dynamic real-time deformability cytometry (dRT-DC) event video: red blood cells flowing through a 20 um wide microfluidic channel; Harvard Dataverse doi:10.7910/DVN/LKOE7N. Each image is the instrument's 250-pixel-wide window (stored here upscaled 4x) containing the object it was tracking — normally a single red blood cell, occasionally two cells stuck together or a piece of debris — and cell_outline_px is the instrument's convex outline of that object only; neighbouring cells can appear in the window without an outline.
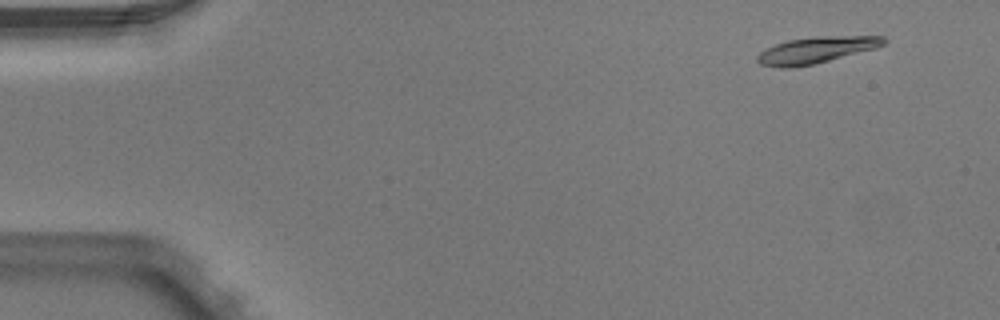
{"species": "Egyptian fruit bat (a non-hibernating species)", "species_latin": "Rousettus aegyptiacus", "temperature_condition": "warm", "stored_images_in_passage": 4, "camera_frame_rate_fps": 3000, "um_per_image_px": 0.085, "animal": {"sex": "male"}, "frame": {"image": 1, "passage_image": 2, "time_ms": 0.333, "image_size_px": [1000, 320], "cell_outline_px": [[888, 40], [884, 44], [876, 48], [812, 64], [792, 68], [780, 68], [760, 64], [756, 60], [756, 56], [760, 52], [776, 44], [788, 40], [816, 36], [884, 36]], "centroid_in_image_um": [69.36, 4.25], "position_along_channel_um": 15.6, "area_um2": 19.31}}
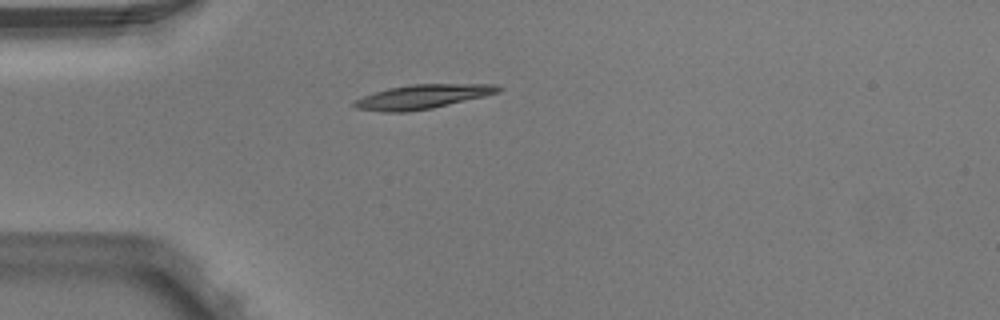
{"frame": {"image": 2, "passage_image": 4, "time_ms": 1.0, "image_size_px": [1000, 320], "cell_outline_px": [[504, 88], [500, 92], [484, 96], [432, 108], [408, 112], [384, 112], [356, 108], [352, 104], [356, 100], [364, 96], [388, 88], [412, 84], [496, 84]], "centroid_in_image_um": [35.95, 8.21], "position_along_channel_um": 49.1, "area_um2": 20.17}}